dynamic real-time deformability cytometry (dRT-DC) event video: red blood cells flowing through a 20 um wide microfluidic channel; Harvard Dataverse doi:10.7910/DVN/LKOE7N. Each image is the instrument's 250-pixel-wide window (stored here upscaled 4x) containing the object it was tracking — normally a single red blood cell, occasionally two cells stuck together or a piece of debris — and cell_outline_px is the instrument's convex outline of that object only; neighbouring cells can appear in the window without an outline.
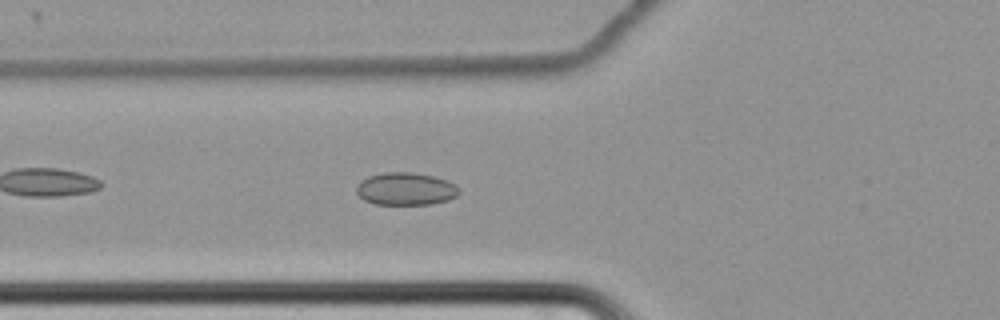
{"species": "common noctule bat (a hibernating species)", "species_latin": "Nyctalus noctula", "temperature_condition": "cold", "stored_images_in_passage": 45, "camera_frame_rate_fps": 3000, "um_per_image_px": 0.085, "animal": {"sex": "female", "body_mass_g": 22.7, "forearm_length_mm": 54.2}, "frame": {"image": 1, "passage_image": 7, "time_ms": 2.0, "image_size_px": [1000, 320], "cell_outline_px": [[460, 192], [456, 196], [448, 200], [432, 204], [376, 204], [364, 200], [356, 192], [356, 188], [360, 180], [368, 176], [384, 172], [412, 172], [432, 176], [456, 184], [460, 188]], "centroid_in_image_um": [34.48, 16.05], "position_along_channel_um": 91.3, "area_um2": 19.54}}
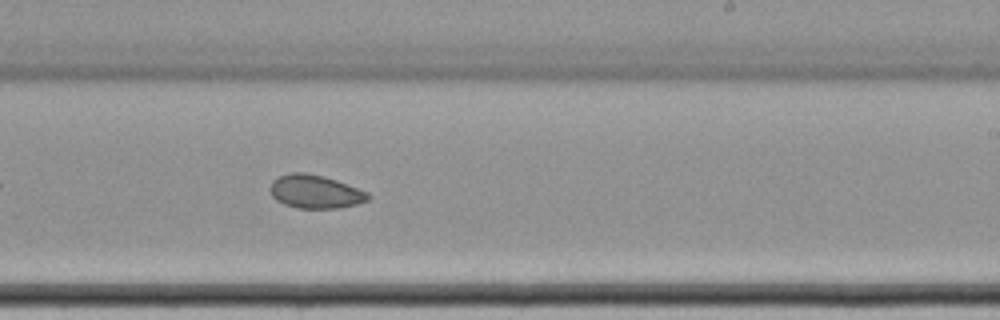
{"frame": {"image": 2, "passage_image": 22, "time_ms": 7.0, "image_size_px": [1000, 320], "cell_outline_px": [[372, 196], [368, 200], [356, 204], [340, 208], [296, 208], [284, 204], [276, 200], [272, 196], [272, 180], [280, 176], [292, 172], [304, 172], [324, 176], [336, 180], [368, 192]], "centroid_in_image_um": [26.82, 16.29], "position_along_channel_um": 262.2, "area_um2": 18.96}}
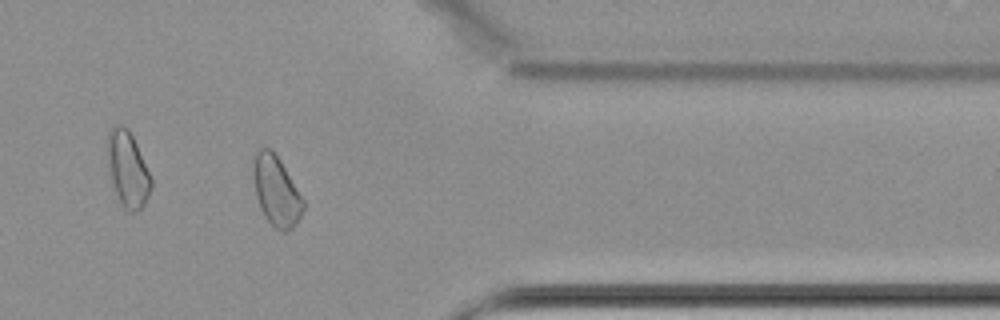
{"frame": {"image": 3, "passage_image": 34, "time_ms": 11.0, "image_size_px": [1000, 320], "cell_outline_px": [[304, 208], [296, 224], [288, 232], [280, 232], [264, 216], [260, 208], [256, 196], [252, 172], [252, 156], [260, 148], [268, 148], [280, 160], [304, 200]], "centroid_in_image_um": [23.46, 16.24], "position_along_channel_um": 387.9, "area_um2": 20.35}}